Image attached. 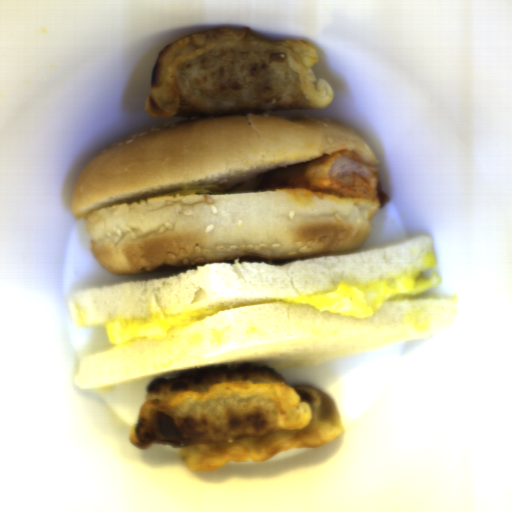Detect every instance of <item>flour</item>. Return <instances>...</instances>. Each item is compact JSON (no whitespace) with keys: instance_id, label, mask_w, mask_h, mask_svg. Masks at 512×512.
<instances>
[{"instance_id":"obj_1","label":"flour","mask_w":512,"mask_h":512,"mask_svg":"<svg viewBox=\"0 0 512 512\" xmlns=\"http://www.w3.org/2000/svg\"><path fill=\"white\" fill-rule=\"evenodd\" d=\"M343 430L327 392L289 386L269 365L239 363L151 380L129 438L142 451L154 444L179 448L190 472H209L324 447Z\"/></svg>"},{"instance_id":"obj_2","label":"flour","mask_w":512,"mask_h":512,"mask_svg":"<svg viewBox=\"0 0 512 512\" xmlns=\"http://www.w3.org/2000/svg\"><path fill=\"white\" fill-rule=\"evenodd\" d=\"M313 43L261 38L248 28H209L157 54L144 110L152 118L323 109L334 93L316 77Z\"/></svg>"}]
</instances>
